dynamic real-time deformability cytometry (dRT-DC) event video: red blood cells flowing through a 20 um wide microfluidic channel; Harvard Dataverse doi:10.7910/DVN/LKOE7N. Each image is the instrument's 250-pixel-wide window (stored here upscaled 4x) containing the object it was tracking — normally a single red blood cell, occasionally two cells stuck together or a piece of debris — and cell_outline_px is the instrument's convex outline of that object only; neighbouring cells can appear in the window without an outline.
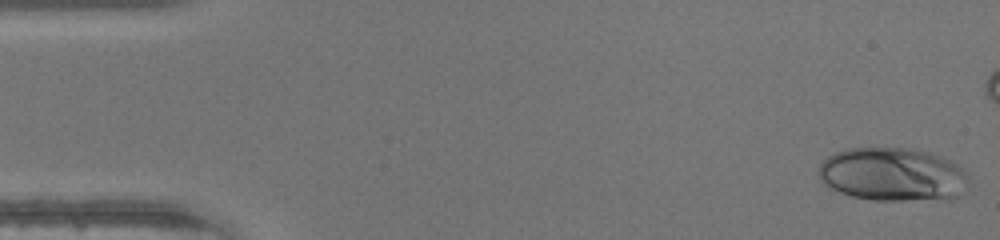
{"species": "human", "species_latin": "Homo sapiens", "temperature_condition": "warm", "stored_images_in_passage": 41, "camera_frame_rate_fps": 3000, "um_per_image_px": 0.085, "donor": {"sex": "male"}, "frame": {"image": 1, "passage_image": 1, "time_ms": 0.0, "image_size_px": [1000, 240], "cell_outline_px": [[968, 180], [960, 196], [952, 200], [872, 200], [852, 196], [828, 188], [820, 180], [816, 172], [820, 164], [828, 156], [836, 152], [848, 148], [912, 148], [928, 152], [940, 156], [956, 164], [968, 176]], "centroid_in_image_um": [75.85, 14.84], "position_along_channel_um": 9.1, "area_um2": 47.16}}
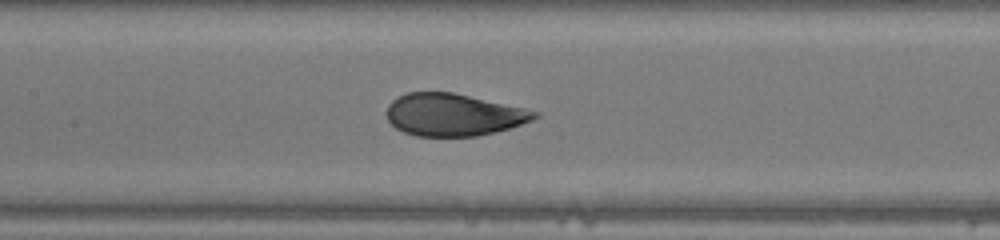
{"frame": {"image": 2, "passage_image": 21, "time_ms": 6.667, "image_size_px": [1000, 240], "cell_outline_px": [[540, 116], [532, 120], [508, 128], [476, 136], [416, 136], [404, 132], [396, 128], [388, 120], [388, 104], [392, 100], [408, 92], [452, 92], [524, 108], [540, 112]], "centroid_in_image_um": [38.54, 9.75], "position_along_channel_um": 168.9, "area_um2": 36.07}}
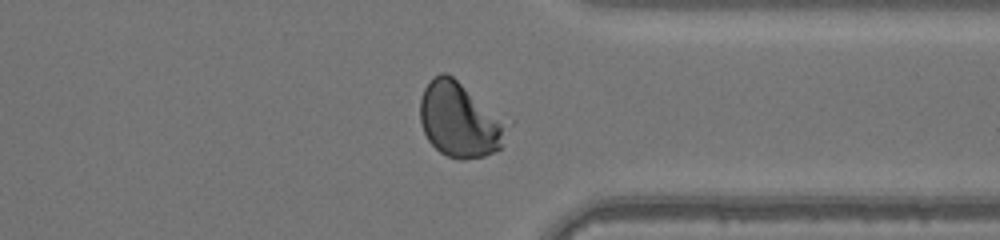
{"frame": {"image": 3, "passage_image": 35, "time_ms": 11.333, "image_size_px": [1000, 240], "cell_outline_px": [[504, 128], [500, 148], [496, 152], [484, 156], [464, 160], [460, 160], [448, 156], [440, 152], [428, 140], [420, 124], [420, 100], [424, 88], [440, 72], [444, 72], [452, 76], [504, 124]], "centroid_in_image_um": [38.94, 10.24], "position_along_channel_um": 372.5, "area_um2": 36.13}}